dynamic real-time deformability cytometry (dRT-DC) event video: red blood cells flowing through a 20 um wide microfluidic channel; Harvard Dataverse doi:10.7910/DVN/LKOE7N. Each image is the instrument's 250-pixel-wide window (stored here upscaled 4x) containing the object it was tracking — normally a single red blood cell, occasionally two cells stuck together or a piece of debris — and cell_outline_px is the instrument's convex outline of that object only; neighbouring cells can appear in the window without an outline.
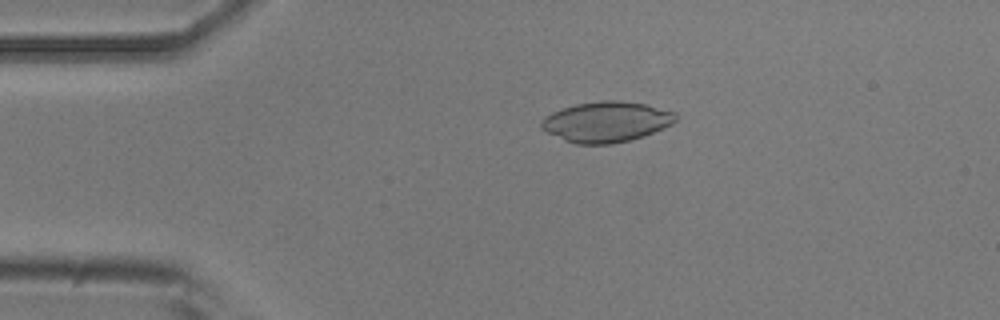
{"species": "common noctule bat (a hibernating species)", "species_latin": "Nyctalus noctula", "temperature_condition": "room temperature", "stored_images_in_passage": 51, "camera_frame_rate_fps": 3000, "um_per_image_px": 0.085, "animal": {"sex": "male", "body_mass_g": 20.5, "forearm_length_mm": 52.5}, "frame": {"image": 1, "passage_image": 10, "time_ms": 3.0, "image_size_px": [1000, 320], "cell_outline_px": [[676, 120], [672, 124], [664, 128], [644, 136], [612, 144], [576, 144], [564, 140], [540, 128], [540, 120], [544, 116], [552, 112], [576, 104], [604, 100], [620, 100], [644, 104], [676, 112]], "centroid_in_image_um": [51.53, 10.35], "position_along_channel_um": 33.5, "area_um2": 31.67}}
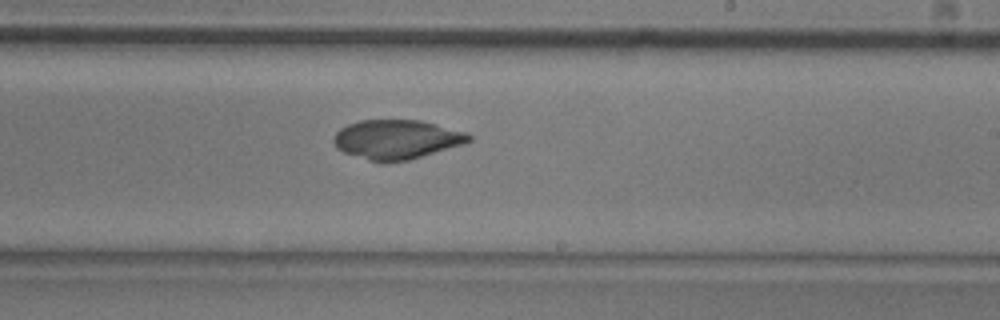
{"frame": {"image": 2, "passage_image": 30, "time_ms": 9.667, "image_size_px": [1000, 320], "cell_outline_px": [[472, 140], [464, 144], [408, 160], [388, 164], [380, 164], [344, 152], [336, 148], [332, 140], [336, 132], [340, 128], [348, 124], [360, 120], [420, 120], [468, 132], [472, 136]], "centroid_in_image_um": [33.71, 11.87], "position_along_channel_um": 255.3, "area_um2": 31.39}}
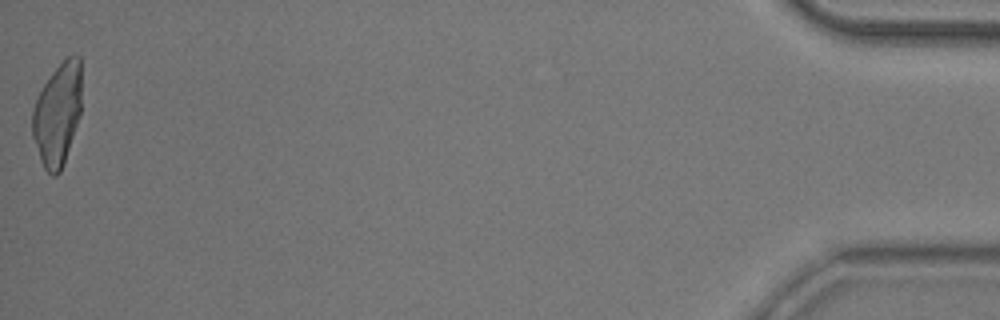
{"frame": {"image": 3, "passage_image": 51, "time_ms": 16.667, "image_size_px": [1000, 320], "cell_outline_px": [[80, 112], [64, 164], [60, 172], [56, 176], [52, 176], [44, 168], [40, 160], [32, 136], [32, 108], [44, 84], [52, 72], [72, 52], [76, 52], [80, 56]], "centroid_in_image_um": [4.87, 9.71], "position_along_channel_um": 430.3, "area_um2": 29.3}}